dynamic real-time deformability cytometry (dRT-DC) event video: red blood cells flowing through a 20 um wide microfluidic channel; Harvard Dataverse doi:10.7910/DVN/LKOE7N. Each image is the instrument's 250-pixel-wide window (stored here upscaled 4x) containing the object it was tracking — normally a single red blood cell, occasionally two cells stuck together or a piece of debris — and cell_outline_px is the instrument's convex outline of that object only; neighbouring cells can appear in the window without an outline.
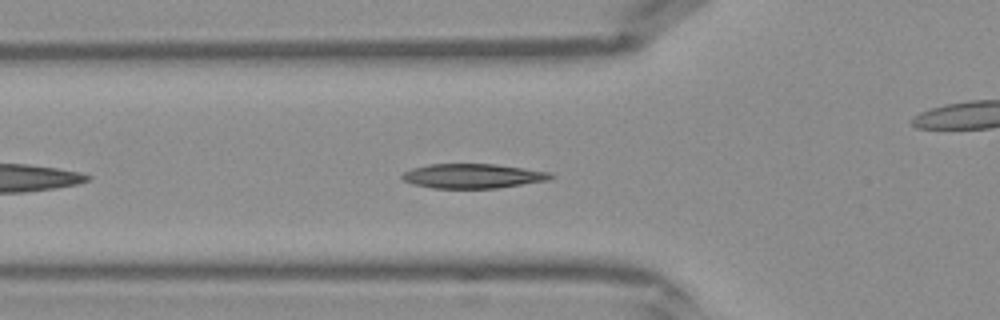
{"species": "Egyptian fruit bat (a non-hibernating species)", "species_latin": "Rousettus aegyptiacus", "temperature_condition": "warm", "stored_images_in_passage": 33, "camera_frame_rate_fps": 3000, "um_per_image_px": 0.085, "frame": {"image": 1, "passage_image": 5, "time_ms": 1.333, "image_size_px": [1000, 320], "cell_outline_px": [[556, 176], [548, 180], [496, 188], [432, 188], [412, 184], [404, 180], [400, 176], [404, 172], [412, 168], [428, 164], [496, 164], [552, 172]], "centroid_in_image_um": [40.19, 14.95], "position_along_channel_um": 85.6, "area_um2": 21.27}}
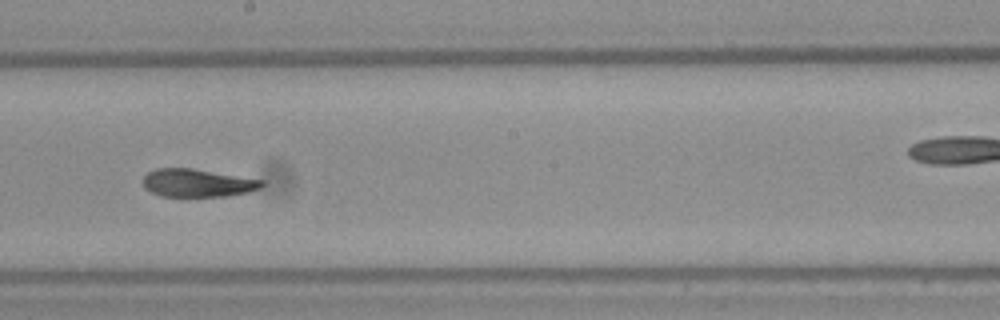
{"frame": {"image": 2, "passage_image": 14, "time_ms": 4.333, "image_size_px": [1000, 320], "cell_outline_px": [[264, 184], [260, 188], [248, 192], [228, 196], [160, 196], [144, 188], [144, 176], [148, 172], [156, 168], [192, 168], [264, 180]], "centroid_in_image_um": [16.79, 15.55], "position_along_channel_um": 231.4, "area_um2": 19.31}}
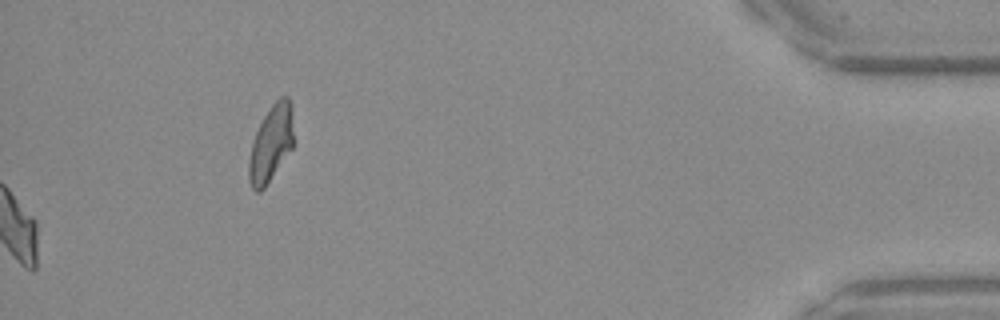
{"frame": {"image": 3, "passage_image": 33, "time_ms": 10.667, "image_size_px": [1000, 320], "cell_outline_px": [[292, 148], [264, 188], [260, 192], [256, 192], [252, 188], [248, 180], [248, 160], [252, 144], [256, 132], [264, 116], [272, 104], [280, 96], [288, 96], [292, 104]], "centroid_in_image_um": [23.02, 12.2], "position_along_channel_um": 412.2, "area_um2": 19.71}}